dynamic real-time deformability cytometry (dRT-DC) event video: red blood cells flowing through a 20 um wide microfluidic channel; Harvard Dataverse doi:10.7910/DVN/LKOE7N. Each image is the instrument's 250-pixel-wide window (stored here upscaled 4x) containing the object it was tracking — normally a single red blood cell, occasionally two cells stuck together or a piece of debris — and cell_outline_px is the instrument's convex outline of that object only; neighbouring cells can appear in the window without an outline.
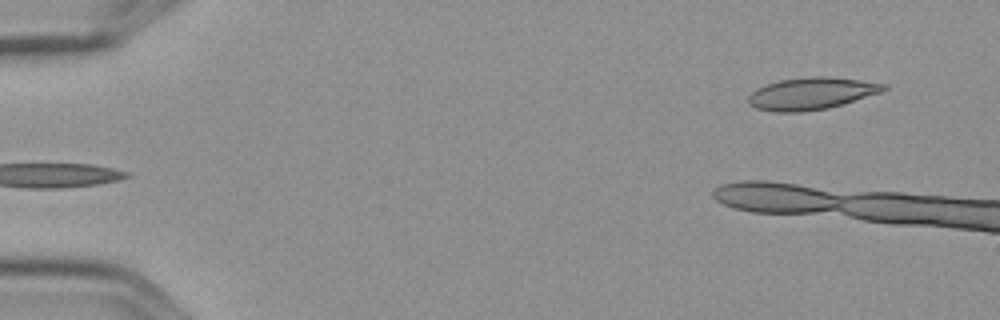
{"species": "Egyptian fruit bat (a non-hibernating species)", "species_latin": "Rousettus aegyptiacus", "temperature_condition": "cold", "stored_images_in_passage": 6, "segment_of_instrument_passage": [2, 2], "camera_frame_rate_fps": 3000, "um_per_image_px": 0.085, "frame": {"image": 1, "passage_image": 6, "time_ms": 1.667, "image_size_px": [1000, 320], "cell_outline_px": [[888, 88], [880, 92], [844, 104], [828, 108], [804, 112], [776, 112], [756, 108], [748, 104], [748, 96], [756, 88], [764, 84], [780, 80], [812, 76], [828, 76], [860, 80], [888, 84]], "centroid_in_image_um": [68.95, 7.95], "position_along_channel_um": 16.0, "area_um2": 25.49}}